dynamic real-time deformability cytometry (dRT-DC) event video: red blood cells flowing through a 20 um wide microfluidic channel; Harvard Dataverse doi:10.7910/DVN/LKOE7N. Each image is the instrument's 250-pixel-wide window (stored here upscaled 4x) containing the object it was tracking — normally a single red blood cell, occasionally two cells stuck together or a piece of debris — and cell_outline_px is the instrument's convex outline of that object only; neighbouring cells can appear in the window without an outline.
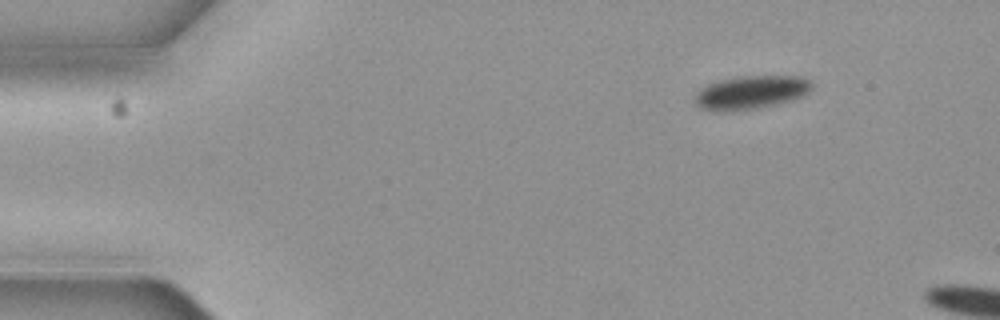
{"species": "common noctule bat (a hibernating species)", "species_latin": "Nyctalus noctula", "temperature_condition": "cold", "stored_images_in_passage": 2, "camera_frame_rate_fps": 3000, "um_per_image_px": 0.085, "animal": {"sex": "female", "body_mass_g": 19.3, "forearm_length_mm": 54.1}, "frame": {"image": 1, "passage_image": 1, "time_ms": 0.0, "image_size_px": [1000, 320], "cell_outline_px": [[812, 88], [804, 96], [792, 100], [776, 104], [756, 108], [700, 108], [696, 104], [696, 92], [700, 88], [708, 84], [720, 80], [736, 76], [804, 76], [812, 84]], "centroid_in_image_um": [63.92, 7.79], "position_along_channel_um": 21.1, "area_um2": 22.02}}